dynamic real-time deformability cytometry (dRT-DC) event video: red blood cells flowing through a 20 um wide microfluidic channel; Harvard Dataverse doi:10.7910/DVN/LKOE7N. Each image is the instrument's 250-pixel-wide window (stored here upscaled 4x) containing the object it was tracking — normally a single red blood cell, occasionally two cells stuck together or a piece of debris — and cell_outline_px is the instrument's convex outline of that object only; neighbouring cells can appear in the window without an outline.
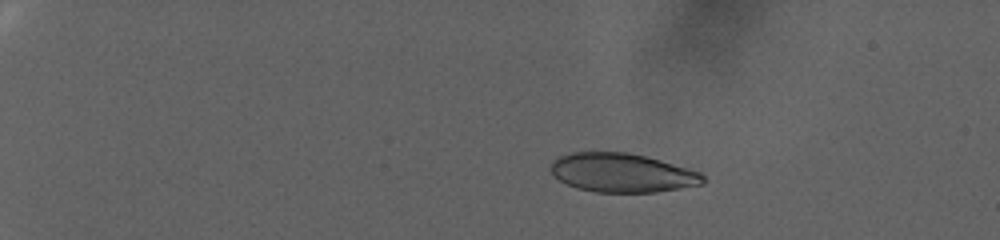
{"species": "human", "species_latin": "Homo sapiens", "temperature_condition": "warm", "stored_images_in_passage": 84, "camera_frame_rate_fps": 3000, "um_per_image_px": 0.085, "donor": {"sex": "female"}, "frame": {"image": 1, "passage_image": 5, "time_ms": 1.333, "image_size_px": [1000, 240], "cell_outline_px": [[704, 184], [656, 192], [596, 192], [576, 188], [560, 180], [552, 172], [552, 164], [560, 156], [572, 152], [624, 152], [644, 156], [660, 160], [700, 172], [704, 176]], "centroid_in_image_um": [52.9, 14.69], "position_along_channel_um": 32.1, "area_um2": 34.1}}
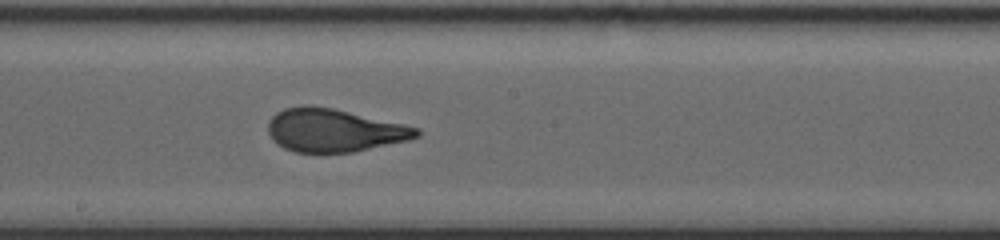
{"frame": {"image": 2, "passage_image": 47, "time_ms": 15.333, "image_size_px": [1000, 240], "cell_outline_px": [[420, 136], [408, 140], [352, 152], [296, 152], [284, 148], [276, 144], [272, 140], [268, 132], [268, 120], [276, 112], [284, 108], [304, 104], [308, 104], [332, 108], [404, 124], [420, 128]], "centroid_in_image_um": [28.36, 11.06], "position_along_channel_um": 219.8, "area_um2": 37.34}}
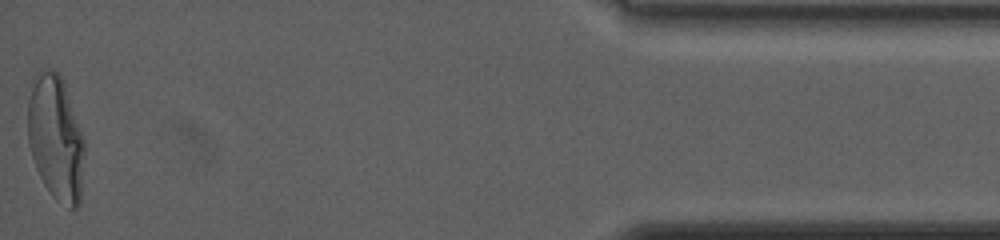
{"frame": {"image": 3, "passage_image": 84, "time_ms": 27.667, "image_size_px": [1000, 240], "cell_outline_px": [[84, 152], [80, 204], [76, 208], [68, 208], [56, 200], [52, 196], [44, 184], [36, 168], [28, 144], [28, 100], [32, 76], [36, 72], [48, 68], [60, 72], [64, 80], [84, 140]], "centroid_in_image_um": [4.73, 11.68], "position_along_channel_um": 430.5, "area_um2": 41.79}, "authors_computed_cell_mechanics": {"area_um2": 37.2232, "velocity_mm_per_s": 2.2268, "shape_relaxation_time_tau1_ms": 11.1535, "shape_relaxation_time_tau2_ms": null, "deformation_change_tau1": 0.2736, "deformation_change_tau2": null}}